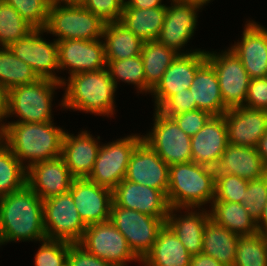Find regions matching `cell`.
Wrapping results in <instances>:
<instances>
[{
	"mask_svg": "<svg viewBox=\"0 0 267 266\" xmlns=\"http://www.w3.org/2000/svg\"><path fill=\"white\" fill-rule=\"evenodd\" d=\"M46 239L43 200L28 186L0 196V244Z\"/></svg>",
	"mask_w": 267,
	"mask_h": 266,
	"instance_id": "1",
	"label": "cell"
},
{
	"mask_svg": "<svg viewBox=\"0 0 267 266\" xmlns=\"http://www.w3.org/2000/svg\"><path fill=\"white\" fill-rule=\"evenodd\" d=\"M65 130L53 121L42 123L7 122L0 139L28 169L31 165L62 155Z\"/></svg>",
	"mask_w": 267,
	"mask_h": 266,
	"instance_id": "2",
	"label": "cell"
},
{
	"mask_svg": "<svg viewBox=\"0 0 267 266\" xmlns=\"http://www.w3.org/2000/svg\"><path fill=\"white\" fill-rule=\"evenodd\" d=\"M67 79H63L62 88L65 93L59 104L63 109L108 118L116 114L115 92L118 88L114 85L107 68L77 73Z\"/></svg>",
	"mask_w": 267,
	"mask_h": 266,
	"instance_id": "3",
	"label": "cell"
},
{
	"mask_svg": "<svg viewBox=\"0 0 267 266\" xmlns=\"http://www.w3.org/2000/svg\"><path fill=\"white\" fill-rule=\"evenodd\" d=\"M215 169L195 162L169 166L167 200L170 207L203 208L215 196Z\"/></svg>",
	"mask_w": 267,
	"mask_h": 266,
	"instance_id": "4",
	"label": "cell"
},
{
	"mask_svg": "<svg viewBox=\"0 0 267 266\" xmlns=\"http://www.w3.org/2000/svg\"><path fill=\"white\" fill-rule=\"evenodd\" d=\"M62 83L50 79H38L28 85L16 86L9 90V117L19 118L23 123H42L54 121L52 101L55 90Z\"/></svg>",
	"mask_w": 267,
	"mask_h": 266,
	"instance_id": "5",
	"label": "cell"
},
{
	"mask_svg": "<svg viewBox=\"0 0 267 266\" xmlns=\"http://www.w3.org/2000/svg\"><path fill=\"white\" fill-rule=\"evenodd\" d=\"M105 22L83 6H50L45 32L55 40H97L103 36Z\"/></svg>",
	"mask_w": 267,
	"mask_h": 266,
	"instance_id": "6",
	"label": "cell"
},
{
	"mask_svg": "<svg viewBox=\"0 0 267 266\" xmlns=\"http://www.w3.org/2000/svg\"><path fill=\"white\" fill-rule=\"evenodd\" d=\"M141 140V134L133 133L101 144L93 170L87 179L113 190L125 179L131 153Z\"/></svg>",
	"mask_w": 267,
	"mask_h": 266,
	"instance_id": "7",
	"label": "cell"
},
{
	"mask_svg": "<svg viewBox=\"0 0 267 266\" xmlns=\"http://www.w3.org/2000/svg\"><path fill=\"white\" fill-rule=\"evenodd\" d=\"M166 219L123 208L114 202L111 205L110 221L124 235L130 249L140 260L152 249Z\"/></svg>",
	"mask_w": 267,
	"mask_h": 266,
	"instance_id": "8",
	"label": "cell"
},
{
	"mask_svg": "<svg viewBox=\"0 0 267 266\" xmlns=\"http://www.w3.org/2000/svg\"><path fill=\"white\" fill-rule=\"evenodd\" d=\"M151 131L142 135L145 141L168 165L192 162L191 137L184 133L173 118L157 109L153 113Z\"/></svg>",
	"mask_w": 267,
	"mask_h": 266,
	"instance_id": "9",
	"label": "cell"
},
{
	"mask_svg": "<svg viewBox=\"0 0 267 266\" xmlns=\"http://www.w3.org/2000/svg\"><path fill=\"white\" fill-rule=\"evenodd\" d=\"M78 244L112 266H127L131 261L141 263L110 220L87 226Z\"/></svg>",
	"mask_w": 267,
	"mask_h": 266,
	"instance_id": "10",
	"label": "cell"
},
{
	"mask_svg": "<svg viewBox=\"0 0 267 266\" xmlns=\"http://www.w3.org/2000/svg\"><path fill=\"white\" fill-rule=\"evenodd\" d=\"M43 217L46 239L78 243L87 228L70 192L43 200Z\"/></svg>",
	"mask_w": 267,
	"mask_h": 266,
	"instance_id": "11",
	"label": "cell"
},
{
	"mask_svg": "<svg viewBox=\"0 0 267 266\" xmlns=\"http://www.w3.org/2000/svg\"><path fill=\"white\" fill-rule=\"evenodd\" d=\"M45 29H34L27 36L11 44L8 48L12 53L27 63L39 79H50L63 83L59 77L58 43L42 38ZM57 71V72H56Z\"/></svg>",
	"mask_w": 267,
	"mask_h": 266,
	"instance_id": "12",
	"label": "cell"
},
{
	"mask_svg": "<svg viewBox=\"0 0 267 266\" xmlns=\"http://www.w3.org/2000/svg\"><path fill=\"white\" fill-rule=\"evenodd\" d=\"M207 61L215 69L224 104L228 108L245 104L249 75L241 60L228 47L225 51H206Z\"/></svg>",
	"mask_w": 267,
	"mask_h": 266,
	"instance_id": "13",
	"label": "cell"
},
{
	"mask_svg": "<svg viewBox=\"0 0 267 266\" xmlns=\"http://www.w3.org/2000/svg\"><path fill=\"white\" fill-rule=\"evenodd\" d=\"M166 7L164 22L157 41L178 54H188L201 49H187L185 46L194 36L198 25V12L201 6L177 0H170ZM183 51V52H182Z\"/></svg>",
	"mask_w": 267,
	"mask_h": 266,
	"instance_id": "14",
	"label": "cell"
},
{
	"mask_svg": "<svg viewBox=\"0 0 267 266\" xmlns=\"http://www.w3.org/2000/svg\"><path fill=\"white\" fill-rule=\"evenodd\" d=\"M207 61L206 50L188 54H178L162 76L161 81L151 91L154 109H158L169 97L184 89H189L197 70Z\"/></svg>",
	"mask_w": 267,
	"mask_h": 266,
	"instance_id": "15",
	"label": "cell"
},
{
	"mask_svg": "<svg viewBox=\"0 0 267 266\" xmlns=\"http://www.w3.org/2000/svg\"><path fill=\"white\" fill-rule=\"evenodd\" d=\"M59 70H68L70 76L106 68L104 42L97 40L58 41Z\"/></svg>",
	"mask_w": 267,
	"mask_h": 266,
	"instance_id": "16",
	"label": "cell"
},
{
	"mask_svg": "<svg viewBox=\"0 0 267 266\" xmlns=\"http://www.w3.org/2000/svg\"><path fill=\"white\" fill-rule=\"evenodd\" d=\"M69 192L86 226L110 220L113 190L83 178L73 179Z\"/></svg>",
	"mask_w": 267,
	"mask_h": 266,
	"instance_id": "17",
	"label": "cell"
},
{
	"mask_svg": "<svg viewBox=\"0 0 267 266\" xmlns=\"http://www.w3.org/2000/svg\"><path fill=\"white\" fill-rule=\"evenodd\" d=\"M125 179L161 190L166 195L169 166L145 141L141 140L131 153Z\"/></svg>",
	"mask_w": 267,
	"mask_h": 266,
	"instance_id": "18",
	"label": "cell"
},
{
	"mask_svg": "<svg viewBox=\"0 0 267 266\" xmlns=\"http://www.w3.org/2000/svg\"><path fill=\"white\" fill-rule=\"evenodd\" d=\"M229 144L256 148L267 132V111L246 106L229 108L224 113Z\"/></svg>",
	"mask_w": 267,
	"mask_h": 266,
	"instance_id": "19",
	"label": "cell"
},
{
	"mask_svg": "<svg viewBox=\"0 0 267 266\" xmlns=\"http://www.w3.org/2000/svg\"><path fill=\"white\" fill-rule=\"evenodd\" d=\"M113 202L142 214L167 218L170 209L166 195L158 189L123 179L113 189Z\"/></svg>",
	"mask_w": 267,
	"mask_h": 266,
	"instance_id": "20",
	"label": "cell"
},
{
	"mask_svg": "<svg viewBox=\"0 0 267 266\" xmlns=\"http://www.w3.org/2000/svg\"><path fill=\"white\" fill-rule=\"evenodd\" d=\"M242 38L229 47L241 60L249 78L267 77V28L247 20Z\"/></svg>",
	"mask_w": 267,
	"mask_h": 266,
	"instance_id": "21",
	"label": "cell"
},
{
	"mask_svg": "<svg viewBox=\"0 0 267 266\" xmlns=\"http://www.w3.org/2000/svg\"><path fill=\"white\" fill-rule=\"evenodd\" d=\"M73 179L62 156L35 163L27 169V185L42 200L69 192Z\"/></svg>",
	"mask_w": 267,
	"mask_h": 266,
	"instance_id": "22",
	"label": "cell"
},
{
	"mask_svg": "<svg viewBox=\"0 0 267 266\" xmlns=\"http://www.w3.org/2000/svg\"><path fill=\"white\" fill-rule=\"evenodd\" d=\"M100 136L95 138L86 129L78 135L65 131L62 141V157L74 179L88 178L93 170L100 148Z\"/></svg>",
	"mask_w": 267,
	"mask_h": 266,
	"instance_id": "23",
	"label": "cell"
},
{
	"mask_svg": "<svg viewBox=\"0 0 267 266\" xmlns=\"http://www.w3.org/2000/svg\"><path fill=\"white\" fill-rule=\"evenodd\" d=\"M228 144L224 114L212 116L204 127L191 137L192 162L215 168Z\"/></svg>",
	"mask_w": 267,
	"mask_h": 266,
	"instance_id": "24",
	"label": "cell"
},
{
	"mask_svg": "<svg viewBox=\"0 0 267 266\" xmlns=\"http://www.w3.org/2000/svg\"><path fill=\"white\" fill-rule=\"evenodd\" d=\"M181 210H184V214ZM209 218V210L205 208L170 207L166 224L177 235L187 252L193 256L202 251L203 233Z\"/></svg>",
	"mask_w": 267,
	"mask_h": 266,
	"instance_id": "25",
	"label": "cell"
},
{
	"mask_svg": "<svg viewBox=\"0 0 267 266\" xmlns=\"http://www.w3.org/2000/svg\"><path fill=\"white\" fill-rule=\"evenodd\" d=\"M214 169L215 173L235 175L247 180L258 179L267 174V167L257 148L232 144H228Z\"/></svg>",
	"mask_w": 267,
	"mask_h": 266,
	"instance_id": "26",
	"label": "cell"
},
{
	"mask_svg": "<svg viewBox=\"0 0 267 266\" xmlns=\"http://www.w3.org/2000/svg\"><path fill=\"white\" fill-rule=\"evenodd\" d=\"M189 89L197 109L212 116L223 115L229 109L223 102L215 69L208 61L197 70Z\"/></svg>",
	"mask_w": 267,
	"mask_h": 266,
	"instance_id": "27",
	"label": "cell"
},
{
	"mask_svg": "<svg viewBox=\"0 0 267 266\" xmlns=\"http://www.w3.org/2000/svg\"><path fill=\"white\" fill-rule=\"evenodd\" d=\"M191 257L173 230L165 223L142 266H190Z\"/></svg>",
	"mask_w": 267,
	"mask_h": 266,
	"instance_id": "28",
	"label": "cell"
},
{
	"mask_svg": "<svg viewBox=\"0 0 267 266\" xmlns=\"http://www.w3.org/2000/svg\"><path fill=\"white\" fill-rule=\"evenodd\" d=\"M239 235L209 218L203 233L201 253L212 256L224 266H234Z\"/></svg>",
	"mask_w": 267,
	"mask_h": 266,
	"instance_id": "29",
	"label": "cell"
},
{
	"mask_svg": "<svg viewBox=\"0 0 267 266\" xmlns=\"http://www.w3.org/2000/svg\"><path fill=\"white\" fill-rule=\"evenodd\" d=\"M102 40L106 60H122L141 54L143 41L119 21L105 24Z\"/></svg>",
	"mask_w": 267,
	"mask_h": 266,
	"instance_id": "30",
	"label": "cell"
},
{
	"mask_svg": "<svg viewBox=\"0 0 267 266\" xmlns=\"http://www.w3.org/2000/svg\"><path fill=\"white\" fill-rule=\"evenodd\" d=\"M166 7L137 9L124 6L119 22L143 42L157 40L162 29Z\"/></svg>",
	"mask_w": 267,
	"mask_h": 266,
	"instance_id": "31",
	"label": "cell"
},
{
	"mask_svg": "<svg viewBox=\"0 0 267 266\" xmlns=\"http://www.w3.org/2000/svg\"><path fill=\"white\" fill-rule=\"evenodd\" d=\"M210 218L236 235L250 236L258 233L256 221L243 203L212 201Z\"/></svg>",
	"mask_w": 267,
	"mask_h": 266,
	"instance_id": "32",
	"label": "cell"
},
{
	"mask_svg": "<svg viewBox=\"0 0 267 266\" xmlns=\"http://www.w3.org/2000/svg\"><path fill=\"white\" fill-rule=\"evenodd\" d=\"M140 55L144 64L146 93L151 94L178 53L159 41L152 40L143 42Z\"/></svg>",
	"mask_w": 267,
	"mask_h": 266,
	"instance_id": "33",
	"label": "cell"
},
{
	"mask_svg": "<svg viewBox=\"0 0 267 266\" xmlns=\"http://www.w3.org/2000/svg\"><path fill=\"white\" fill-rule=\"evenodd\" d=\"M39 78L31 67L17 58L8 47H0V84L8 90L34 83Z\"/></svg>",
	"mask_w": 267,
	"mask_h": 266,
	"instance_id": "34",
	"label": "cell"
},
{
	"mask_svg": "<svg viewBox=\"0 0 267 266\" xmlns=\"http://www.w3.org/2000/svg\"><path fill=\"white\" fill-rule=\"evenodd\" d=\"M27 185V168L0 139V196L18 191Z\"/></svg>",
	"mask_w": 267,
	"mask_h": 266,
	"instance_id": "35",
	"label": "cell"
},
{
	"mask_svg": "<svg viewBox=\"0 0 267 266\" xmlns=\"http://www.w3.org/2000/svg\"><path fill=\"white\" fill-rule=\"evenodd\" d=\"M106 68L116 88L118 82L133 84L137 93L146 95V79L141 55L122 60H106Z\"/></svg>",
	"mask_w": 267,
	"mask_h": 266,
	"instance_id": "36",
	"label": "cell"
},
{
	"mask_svg": "<svg viewBox=\"0 0 267 266\" xmlns=\"http://www.w3.org/2000/svg\"><path fill=\"white\" fill-rule=\"evenodd\" d=\"M34 28L28 24L19 12L0 0V46L9 47L27 36Z\"/></svg>",
	"mask_w": 267,
	"mask_h": 266,
	"instance_id": "37",
	"label": "cell"
},
{
	"mask_svg": "<svg viewBox=\"0 0 267 266\" xmlns=\"http://www.w3.org/2000/svg\"><path fill=\"white\" fill-rule=\"evenodd\" d=\"M234 266H267L265 234L239 236Z\"/></svg>",
	"mask_w": 267,
	"mask_h": 266,
	"instance_id": "38",
	"label": "cell"
},
{
	"mask_svg": "<svg viewBox=\"0 0 267 266\" xmlns=\"http://www.w3.org/2000/svg\"><path fill=\"white\" fill-rule=\"evenodd\" d=\"M249 180L225 173H216L213 201L243 203Z\"/></svg>",
	"mask_w": 267,
	"mask_h": 266,
	"instance_id": "39",
	"label": "cell"
},
{
	"mask_svg": "<svg viewBox=\"0 0 267 266\" xmlns=\"http://www.w3.org/2000/svg\"><path fill=\"white\" fill-rule=\"evenodd\" d=\"M15 8L21 17L34 29H44L49 14L48 0H4Z\"/></svg>",
	"mask_w": 267,
	"mask_h": 266,
	"instance_id": "40",
	"label": "cell"
},
{
	"mask_svg": "<svg viewBox=\"0 0 267 266\" xmlns=\"http://www.w3.org/2000/svg\"><path fill=\"white\" fill-rule=\"evenodd\" d=\"M34 256L35 266H64L67 264L69 247L64 240L44 239Z\"/></svg>",
	"mask_w": 267,
	"mask_h": 266,
	"instance_id": "41",
	"label": "cell"
},
{
	"mask_svg": "<svg viewBox=\"0 0 267 266\" xmlns=\"http://www.w3.org/2000/svg\"><path fill=\"white\" fill-rule=\"evenodd\" d=\"M267 199V174L258 179L249 180L244 195V207L249 215L257 221Z\"/></svg>",
	"mask_w": 267,
	"mask_h": 266,
	"instance_id": "42",
	"label": "cell"
},
{
	"mask_svg": "<svg viewBox=\"0 0 267 266\" xmlns=\"http://www.w3.org/2000/svg\"><path fill=\"white\" fill-rule=\"evenodd\" d=\"M124 4L125 0H86L83 7L107 23L120 20Z\"/></svg>",
	"mask_w": 267,
	"mask_h": 266,
	"instance_id": "43",
	"label": "cell"
},
{
	"mask_svg": "<svg viewBox=\"0 0 267 266\" xmlns=\"http://www.w3.org/2000/svg\"><path fill=\"white\" fill-rule=\"evenodd\" d=\"M197 109L190 89H184L169 97L157 110L168 118Z\"/></svg>",
	"mask_w": 267,
	"mask_h": 266,
	"instance_id": "44",
	"label": "cell"
},
{
	"mask_svg": "<svg viewBox=\"0 0 267 266\" xmlns=\"http://www.w3.org/2000/svg\"><path fill=\"white\" fill-rule=\"evenodd\" d=\"M211 117L212 115L210 113L195 109L180 113L172 118L184 133H186L190 137H193L204 127V125Z\"/></svg>",
	"mask_w": 267,
	"mask_h": 266,
	"instance_id": "45",
	"label": "cell"
},
{
	"mask_svg": "<svg viewBox=\"0 0 267 266\" xmlns=\"http://www.w3.org/2000/svg\"><path fill=\"white\" fill-rule=\"evenodd\" d=\"M243 106L267 111V77L250 79L247 98Z\"/></svg>",
	"mask_w": 267,
	"mask_h": 266,
	"instance_id": "46",
	"label": "cell"
},
{
	"mask_svg": "<svg viewBox=\"0 0 267 266\" xmlns=\"http://www.w3.org/2000/svg\"><path fill=\"white\" fill-rule=\"evenodd\" d=\"M68 266H112L103 259L89 253L78 243H72L67 256Z\"/></svg>",
	"mask_w": 267,
	"mask_h": 266,
	"instance_id": "47",
	"label": "cell"
},
{
	"mask_svg": "<svg viewBox=\"0 0 267 266\" xmlns=\"http://www.w3.org/2000/svg\"><path fill=\"white\" fill-rule=\"evenodd\" d=\"M9 90L0 84V132L6 127L9 118ZM5 119V120H4Z\"/></svg>",
	"mask_w": 267,
	"mask_h": 266,
	"instance_id": "48",
	"label": "cell"
},
{
	"mask_svg": "<svg viewBox=\"0 0 267 266\" xmlns=\"http://www.w3.org/2000/svg\"><path fill=\"white\" fill-rule=\"evenodd\" d=\"M163 0H125L124 6L137 9H148L156 7H167V4L162 3Z\"/></svg>",
	"mask_w": 267,
	"mask_h": 266,
	"instance_id": "49",
	"label": "cell"
},
{
	"mask_svg": "<svg viewBox=\"0 0 267 266\" xmlns=\"http://www.w3.org/2000/svg\"><path fill=\"white\" fill-rule=\"evenodd\" d=\"M190 266H224L212 256L199 253L191 257Z\"/></svg>",
	"mask_w": 267,
	"mask_h": 266,
	"instance_id": "50",
	"label": "cell"
},
{
	"mask_svg": "<svg viewBox=\"0 0 267 266\" xmlns=\"http://www.w3.org/2000/svg\"><path fill=\"white\" fill-rule=\"evenodd\" d=\"M256 148L264 165L267 167V132L260 138Z\"/></svg>",
	"mask_w": 267,
	"mask_h": 266,
	"instance_id": "51",
	"label": "cell"
},
{
	"mask_svg": "<svg viewBox=\"0 0 267 266\" xmlns=\"http://www.w3.org/2000/svg\"><path fill=\"white\" fill-rule=\"evenodd\" d=\"M258 233H267V199L259 219L256 221Z\"/></svg>",
	"mask_w": 267,
	"mask_h": 266,
	"instance_id": "52",
	"label": "cell"
},
{
	"mask_svg": "<svg viewBox=\"0 0 267 266\" xmlns=\"http://www.w3.org/2000/svg\"><path fill=\"white\" fill-rule=\"evenodd\" d=\"M50 6H83L86 0H48Z\"/></svg>",
	"mask_w": 267,
	"mask_h": 266,
	"instance_id": "53",
	"label": "cell"
},
{
	"mask_svg": "<svg viewBox=\"0 0 267 266\" xmlns=\"http://www.w3.org/2000/svg\"><path fill=\"white\" fill-rule=\"evenodd\" d=\"M177 1L197 4L201 6L203 9L204 8L203 6L208 5V3H210L211 0H177Z\"/></svg>",
	"mask_w": 267,
	"mask_h": 266,
	"instance_id": "54",
	"label": "cell"
}]
</instances>
